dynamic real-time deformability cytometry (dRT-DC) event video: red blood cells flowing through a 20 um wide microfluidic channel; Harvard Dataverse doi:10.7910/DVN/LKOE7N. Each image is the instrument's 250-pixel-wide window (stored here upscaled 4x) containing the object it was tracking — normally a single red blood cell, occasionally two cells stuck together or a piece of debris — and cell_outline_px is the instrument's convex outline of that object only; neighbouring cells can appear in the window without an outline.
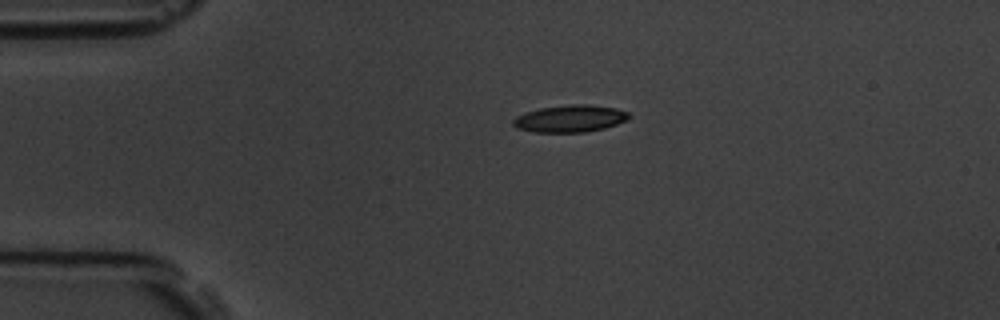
{"species": "common noctule bat (a hibernating species)", "species_latin": "Nyctalus noctula", "temperature_condition": "room temperature", "stored_images_in_passage": 2, "camera_frame_rate_fps": 3000, "um_per_image_px": 0.085, "animal": {"sex": "male", "body_mass_g": 19.5, "forearm_length_mm": 54.6}, "frame": {"image": 1, "passage_image": 1, "time_ms": 0.0, "image_size_px": [1000, 320], "cell_outline_px": [[632, 116], [628, 120], [604, 128], [584, 132], [532, 132], [516, 128], [512, 124], [512, 120], [516, 116], [524, 112], [540, 108], [572, 104], [588, 104], [616, 108], [628, 112]], "centroid_in_image_um": [48.44, 10.08], "position_along_channel_um": 36.6, "area_um2": 18.44}}